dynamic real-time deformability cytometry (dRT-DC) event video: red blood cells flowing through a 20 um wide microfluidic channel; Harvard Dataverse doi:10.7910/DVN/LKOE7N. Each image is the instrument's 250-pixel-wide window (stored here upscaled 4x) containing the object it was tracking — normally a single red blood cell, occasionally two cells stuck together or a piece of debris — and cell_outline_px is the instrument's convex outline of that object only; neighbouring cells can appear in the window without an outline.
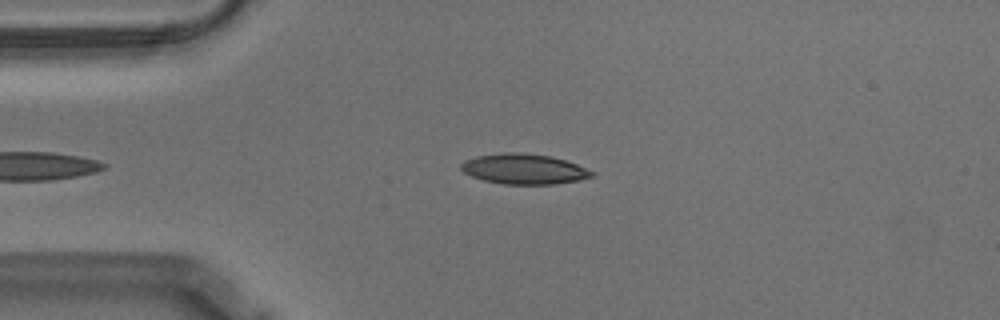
{"species": "Egyptian fruit bat (a non-hibernating species)", "species_latin": "Rousettus aegyptiacus", "temperature_condition": "warm", "stored_images_in_passage": 42, "camera_frame_rate_fps": 3000, "um_per_image_px": 0.085, "animal": {"sex": "male"}, "frame": {"image": 1, "passage_image": 3, "time_ms": 0.667, "image_size_px": [1000, 320], "cell_outline_px": [[596, 176], [580, 180], [556, 184], [504, 184], [484, 180], [472, 176], [464, 172], [460, 168], [460, 164], [464, 160], [476, 156], [500, 152], [516, 152], [552, 156], [576, 164], [596, 172]], "centroid_in_image_um": [44.55, 14.36], "position_along_channel_um": 40.4, "area_um2": 23.24}}
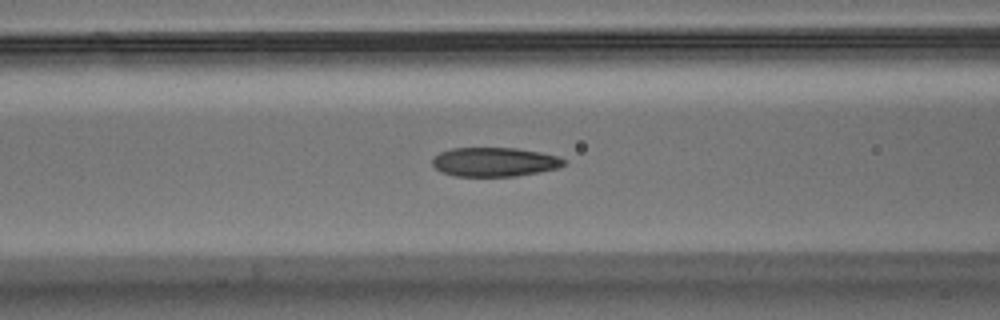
{"frame": {"image": 2, "passage_image": 12, "time_ms": 3.667, "image_size_px": [1000, 320], "cell_outline_px": [[568, 160], [560, 168], [540, 172], [516, 176], [456, 176], [440, 172], [432, 164], [432, 160], [440, 152], [452, 148], [516, 148], [540, 152], [556, 156]], "centroid_in_image_um": [42.06, 13.77], "position_along_channel_um": 124.5, "area_um2": 22.37}}
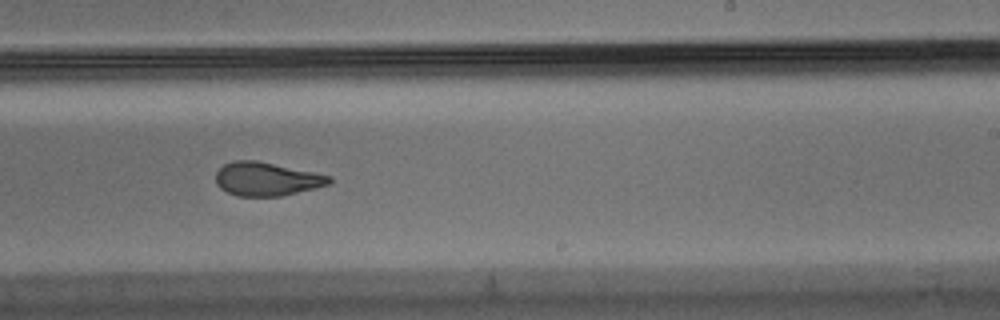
{"frame": {"image": 3, "passage_image": 24, "time_ms": 7.667, "image_size_px": [1000, 320], "cell_outline_px": [[332, 180], [328, 184], [316, 188], [280, 196], [236, 196], [220, 188], [216, 184], [216, 172], [224, 164], [236, 160], [256, 160], [332, 176]], "centroid_in_image_um": [22.65, 15.22], "position_along_channel_um": 266.4, "area_um2": 22.08}, "authors_computed_cell_mechanics": {"area_um2": 22.9466, "velocity_mm_per_s": 3.5461, "shape_relaxation_time_tau1_ms": 7.7199, "shape_relaxation_time_tau2_ms": 1.6102, "deformation_change_tau1": 0.2058, "deformation_change_tau2": 0.0843}}